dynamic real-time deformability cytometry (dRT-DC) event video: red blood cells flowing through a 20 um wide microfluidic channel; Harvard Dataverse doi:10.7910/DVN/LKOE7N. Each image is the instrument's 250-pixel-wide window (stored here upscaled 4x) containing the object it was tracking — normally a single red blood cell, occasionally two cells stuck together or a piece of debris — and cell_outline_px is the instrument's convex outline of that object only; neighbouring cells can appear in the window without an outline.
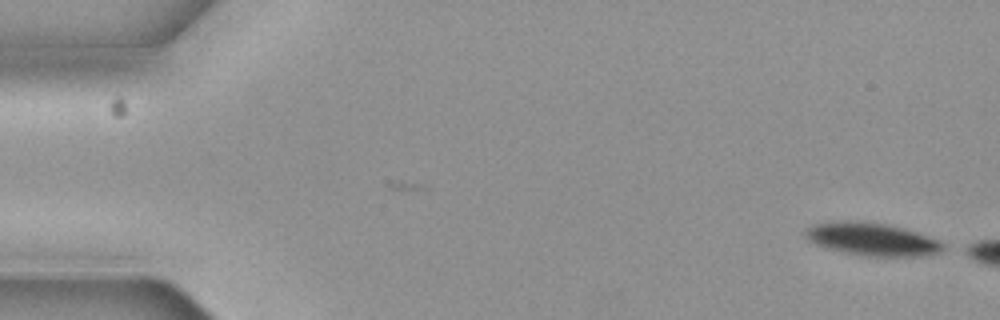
{"species": "common noctule bat (a hibernating species)", "species_latin": "Nyctalus noctula", "temperature_condition": "cold", "stored_images_in_passage": 3, "camera_frame_rate_fps": 3000, "um_per_image_px": 0.085, "animal": {"sex": "female", "body_mass_g": 19.3, "forearm_length_mm": 54.1}, "frame": {"image": 1, "passage_image": 1, "time_ms": 0.0, "image_size_px": [1000, 320], "cell_outline_px": [[944, 248], [940, 252], [920, 256], [860, 256], [828, 248], [816, 244], [808, 240], [804, 236], [804, 232], [808, 228], [816, 224], [884, 224], [904, 228], [940, 240], [944, 244]], "centroid_in_image_um": [74.21, 20.4], "position_along_channel_um": 10.8, "area_um2": 25.09}}